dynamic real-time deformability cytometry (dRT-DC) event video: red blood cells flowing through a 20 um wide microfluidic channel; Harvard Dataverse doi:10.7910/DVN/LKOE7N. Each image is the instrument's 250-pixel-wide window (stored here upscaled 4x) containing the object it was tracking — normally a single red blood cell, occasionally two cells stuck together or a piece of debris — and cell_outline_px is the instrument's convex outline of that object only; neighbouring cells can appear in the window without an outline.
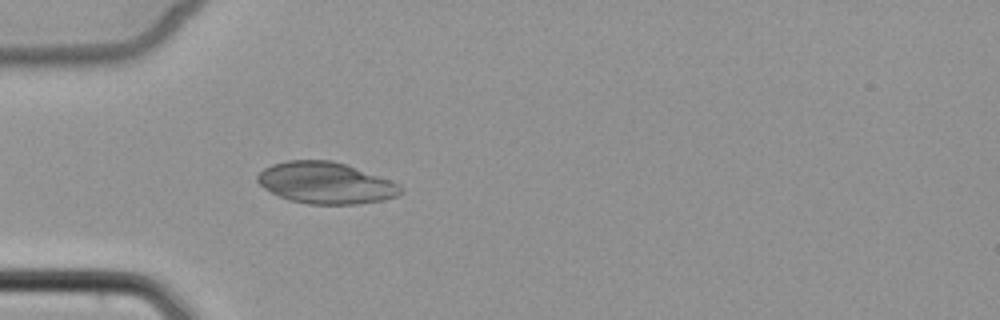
{"species": "common noctule bat (a hibernating species)", "species_latin": "Nyctalus noctula", "temperature_condition": "cold", "stored_images_in_passage": 5, "camera_frame_rate_fps": 3000, "um_per_image_px": 0.085, "animal": {"sex": "female", "body_mass_g": 22.7, "forearm_length_mm": 54.2}, "frame": {"image": 1, "passage_image": 5, "time_ms": 5.0, "image_size_px": [1000, 320], "cell_outline_px": [[404, 192], [396, 196], [384, 200], [356, 204], [308, 204], [292, 200], [280, 196], [264, 188], [256, 180], [256, 176], [264, 168], [272, 164], [288, 160], [332, 160], [344, 164], [400, 184], [404, 188]], "centroid_in_image_um": [27.69, 15.55], "position_along_channel_um": 57.3, "area_um2": 34.39}}